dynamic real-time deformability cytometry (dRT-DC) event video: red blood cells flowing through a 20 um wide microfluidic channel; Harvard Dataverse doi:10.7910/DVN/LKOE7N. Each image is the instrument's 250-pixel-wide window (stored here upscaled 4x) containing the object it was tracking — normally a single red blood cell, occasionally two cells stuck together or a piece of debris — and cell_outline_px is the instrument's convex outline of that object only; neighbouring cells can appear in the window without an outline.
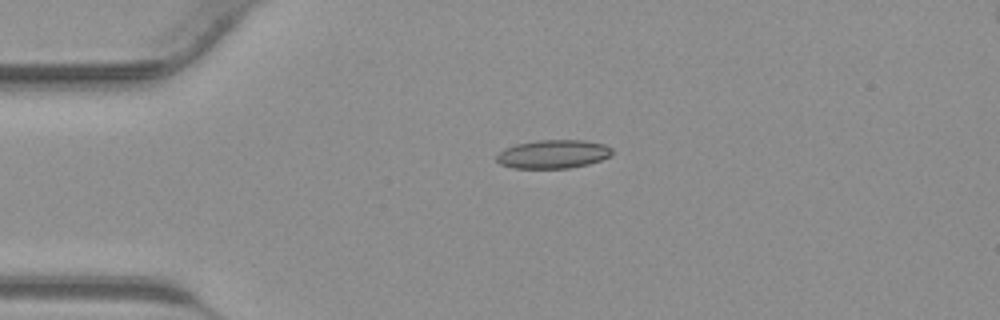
{"species": "common noctule bat (a hibernating species)", "species_latin": "Nyctalus noctula", "temperature_condition": "warm", "stored_images_in_passage": 14, "camera_frame_rate_fps": 3000, "um_per_image_px": 0.085, "animal": {"sex": "male", "body_mass_g": 23.1, "forearm_length_mm": 52.7}, "frame": {"image": 1, "passage_image": 1, "time_ms": 0.0, "image_size_px": [1000, 320], "cell_outline_px": [[612, 156], [588, 164], [568, 168], [512, 168], [500, 164], [496, 160], [496, 156], [504, 148], [516, 144], [536, 140], [584, 140], [604, 144], [612, 148]], "centroid_in_image_um": [47.01, 13.09], "position_along_channel_um": 38.0, "area_um2": 19.31}}
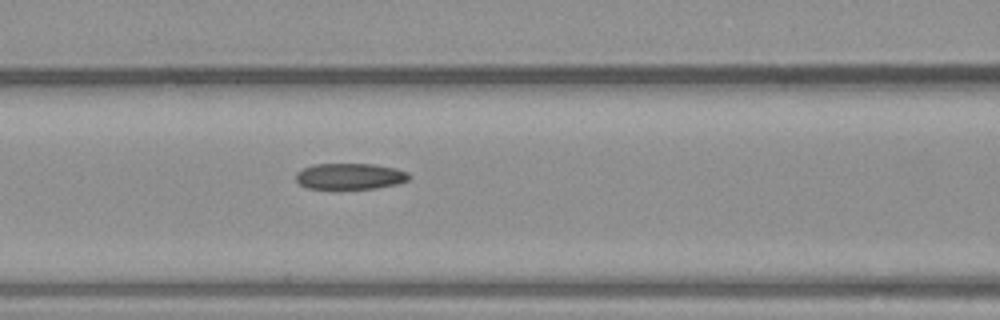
{"frame": {"image": 2, "passage_image": 9, "time_ms": 2.667, "image_size_px": [1000, 320], "cell_outline_px": [[412, 176], [408, 180], [396, 184], [376, 188], [332, 192], [308, 188], [300, 184], [296, 180], [296, 172], [312, 164], [372, 164], [396, 168], [408, 172]], "centroid_in_image_um": [29.71, 15.03], "position_along_channel_um": 136.9, "area_um2": 18.09}}
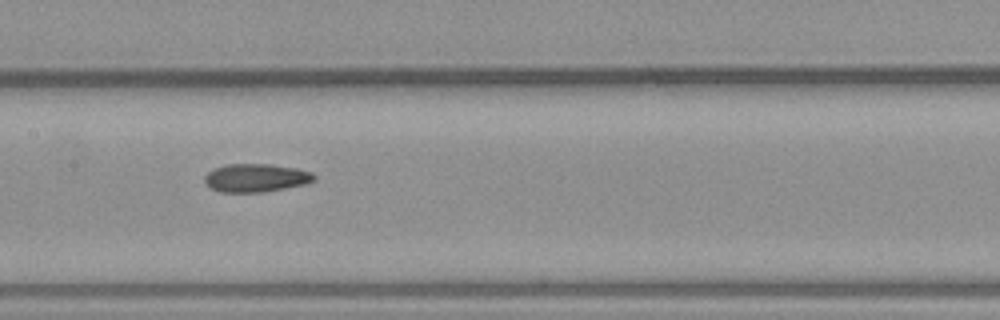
{"frame": {"image": 3, "passage_image": 12, "time_ms": 3.667, "image_size_px": [1000, 320], "cell_outline_px": [[316, 180], [304, 184], [284, 188], [260, 192], [220, 192], [204, 184], [204, 176], [208, 172], [224, 164], [268, 164], [296, 168], [312, 172], [316, 176]], "centroid_in_image_um": [21.74, 15.11], "position_along_channel_um": 185.7, "area_um2": 17.98}}